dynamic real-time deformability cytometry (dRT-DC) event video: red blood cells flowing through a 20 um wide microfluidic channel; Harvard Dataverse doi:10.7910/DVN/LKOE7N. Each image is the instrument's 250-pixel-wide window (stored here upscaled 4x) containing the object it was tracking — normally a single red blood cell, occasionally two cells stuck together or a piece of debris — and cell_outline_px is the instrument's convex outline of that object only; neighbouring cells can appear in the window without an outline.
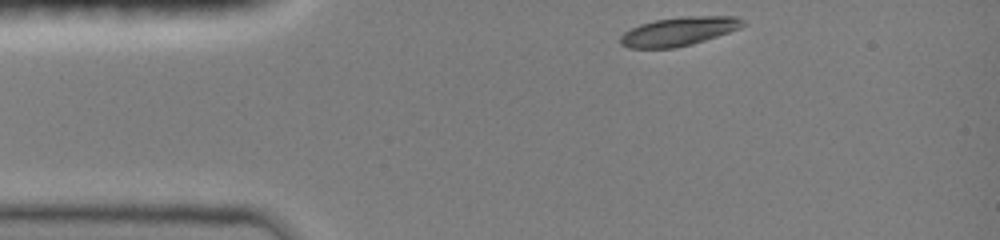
{"species": "common noctule bat (a hibernating species)", "species_latin": "Nyctalus noctula", "temperature_condition": "room temperature", "stored_images_in_passage": 35, "camera_frame_rate_fps": 3000, "um_per_image_px": 0.085, "animal": {"sex": "female", "body_mass_g": 19.0, "forearm_length_mm": 51.5}, "frame": {"image": 1, "passage_image": 1, "time_ms": 0.0, "image_size_px": [1000, 240], "cell_outline_px": [[748, 24], [740, 28], [692, 44], [676, 48], [628, 48], [620, 44], [620, 36], [624, 32], [640, 24], [656, 20], [680, 16], [736, 16], [744, 20]], "centroid_in_image_um": [57.71, 2.66], "position_along_channel_um": 27.3, "area_um2": 20.58}}
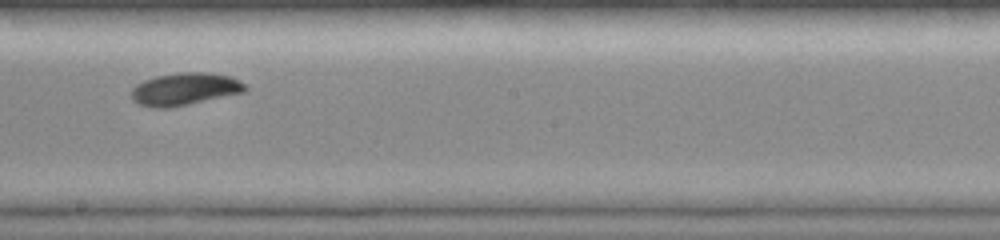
{"frame": {"image": 2, "passage_image": 20, "time_ms": 6.333, "image_size_px": [1000, 240], "cell_outline_px": [[248, 88], [244, 92], [188, 104], [168, 108], [152, 108], [140, 104], [132, 100], [132, 88], [136, 84], [144, 80], [156, 76], [180, 72], [208, 72], [228, 76], [240, 80]], "centroid_in_image_um": [15.69, 7.56], "position_along_channel_um": 232.5, "area_um2": 21.44}}
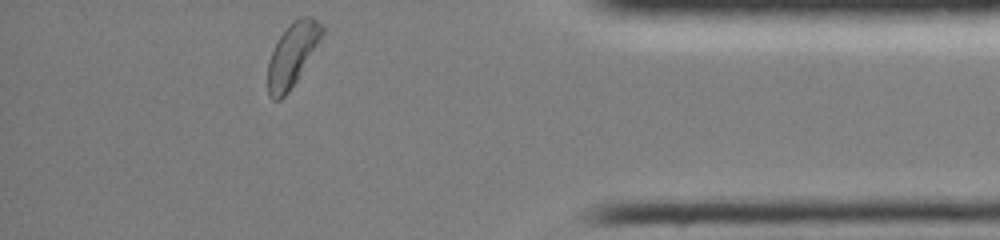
{"frame": {"image": 3, "passage_image": 35, "time_ms": 11.333, "image_size_px": [1000, 240], "cell_outline_px": [[324, 32], [296, 80], [288, 92], [280, 100], [272, 100], [268, 96], [268, 60], [280, 36], [292, 20], [300, 16], [312, 16], [324, 28]], "centroid_in_image_um": [24.82, 4.64], "position_along_channel_um": 410.4, "area_um2": 19.54}, "authors_computed_cell_mechanics": {"area_um2": 20.7502, "velocity_mm_per_s": 3.9838, "shape_relaxation_time_tau1_ms": 2.2154, "shape_relaxation_time_tau2_ms": null, "deformation_change_tau1": 0.1416, "deformation_change_tau2": null}}